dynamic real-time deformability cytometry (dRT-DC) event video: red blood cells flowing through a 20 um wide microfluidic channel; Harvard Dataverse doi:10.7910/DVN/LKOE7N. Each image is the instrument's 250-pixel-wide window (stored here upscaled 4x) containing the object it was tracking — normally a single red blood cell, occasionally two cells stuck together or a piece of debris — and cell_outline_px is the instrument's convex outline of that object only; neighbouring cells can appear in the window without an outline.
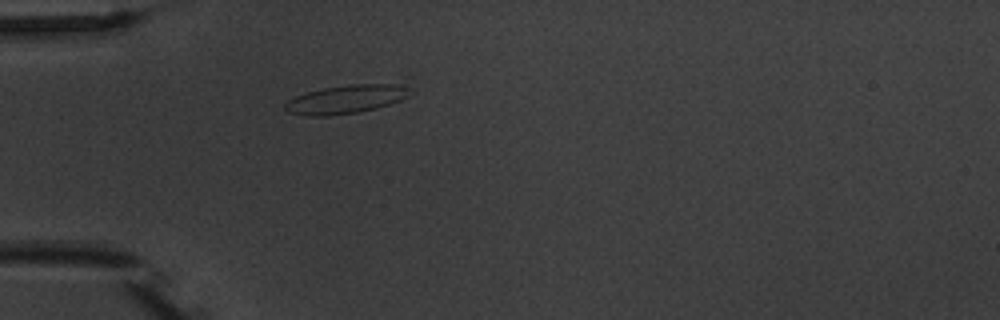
{"species": "common noctule bat (a hibernating species)", "species_latin": "Nyctalus noctula", "temperature_condition": "warm", "stored_images_in_passage": 1, "camera_frame_rate_fps": 3000, "um_per_image_px": 0.085, "animal": {"sex": "male", "body_mass_g": 20.1, "forearm_length_mm": 53.5}, "frame": {"image": 1, "passage_image": 1, "time_ms": 0.0, "image_size_px": [1000, 320], "cell_outline_px": [[408, 96], [400, 100], [376, 108], [356, 112], [328, 116], [308, 116], [288, 112], [284, 108], [284, 104], [288, 100], [296, 96], [308, 92], [324, 88], [352, 84], [396, 84], [408, 88]], "centroid_in_image_um": [29.35, 8.44], "position_along_channel_um": 55.6, "area_um2": 20.35}}